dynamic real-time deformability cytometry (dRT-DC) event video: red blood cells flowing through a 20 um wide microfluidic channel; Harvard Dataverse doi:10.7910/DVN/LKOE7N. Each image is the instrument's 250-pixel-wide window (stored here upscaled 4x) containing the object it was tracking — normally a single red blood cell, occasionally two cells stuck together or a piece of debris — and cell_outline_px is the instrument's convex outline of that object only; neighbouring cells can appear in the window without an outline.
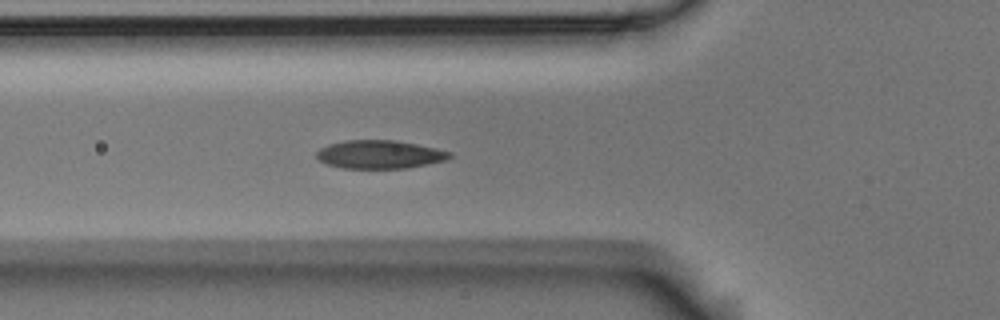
{"species": "Egyptian fruit bat (a non-hibernating species)", "species_latin": "Rousettus aegyptiacus", "temperature_condition": "room temperature", "stored_images_in_passage": 5, "camera_frame_rate_fps": 3000, "um_per_image_px": 0.085, "animal": {"sex": "male"}, "frame": {"image": 1, "passage_image": 5, "time_ms": 1.333, "image_size_px": [1000, 320], "cell_outline_px": [[452, 156], [444, 160], [428, 164], [408, 168], [340, 168], [328, 164], [320, 160], [316, 156], [316, 152], [320, 148], [328, 144], [344, 140], [396, 140], [436, 148], [452, 152]], "centroid_in_image_um": [32.26, 13.12], "position_along_channel_um": 93.5, "area_um2": 21.96}}